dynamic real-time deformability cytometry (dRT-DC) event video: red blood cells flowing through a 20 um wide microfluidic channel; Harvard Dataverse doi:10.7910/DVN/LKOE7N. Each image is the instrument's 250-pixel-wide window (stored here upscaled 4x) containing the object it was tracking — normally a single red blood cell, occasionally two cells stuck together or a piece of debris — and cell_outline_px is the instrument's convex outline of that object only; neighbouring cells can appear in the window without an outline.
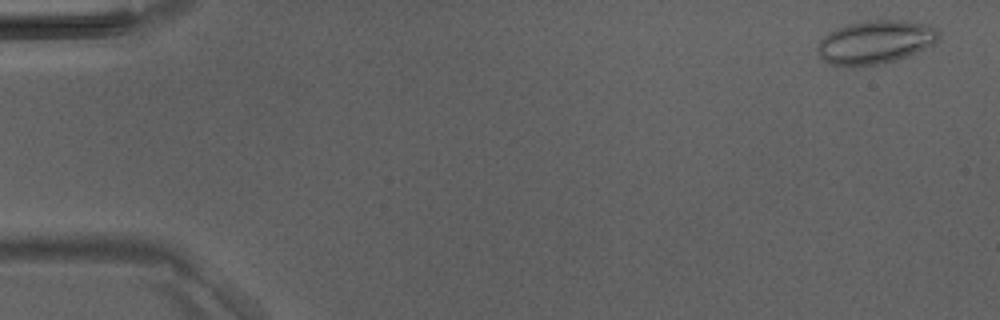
{"species": "Egyptian fruit bat (a non-hibernating species)", "species_latin": "Rousettus aegyptiacus", "temperature_condition": "room temperature", "stored_images_in_passage": 45, "camera_frame_rate_fps": 3000, "um_per_image_px": 0.085, "animal": {"sex": "male"}, "frame": {"image": 1, "passage_image": 2, "time_ms": 0.333, "image_size_px": [1000, 320], "cell_outline_px": [[940, 40], [908, 56], [896, 60], [876, 64], [852, 68], [828, 64], [820, 56], [816, 48], [816, 44], [828, 32], [836, 28], [848, 24], [868, 20], [908, 20], [924, 24], [936, 28], [940, 36]], "centroid_in_image_um": [74.36, 3.59], "position_along_channel_um": 10.6, "area_um2": 30.98}}
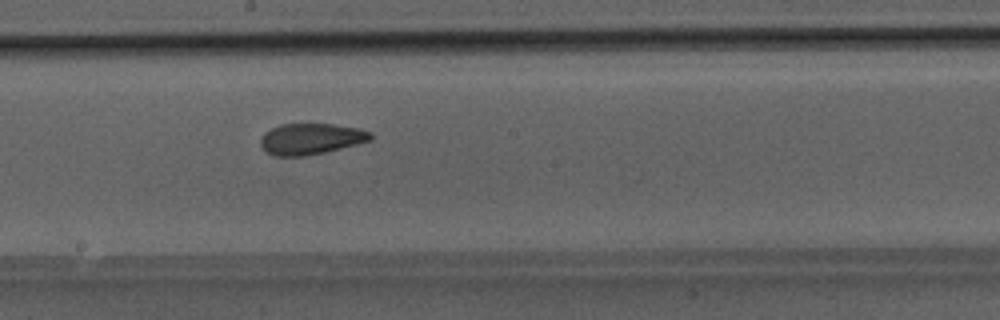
{"frame": {"image": 2, "passage_image": 25, "time_ms": 8.0, "image_size_px": [1000, 320], "cell_outline_px": [[372, 140], [324, 152], [304, 156], [272, 156], [260, 144], [260, 140], [264, 132], [280, 124], [332, 124], [360, 128], [372, 132]], "centroid_in_image_um": [26.43, 11.8], "position_along_channel_um": 221.8, "area_um2": 19.88}}
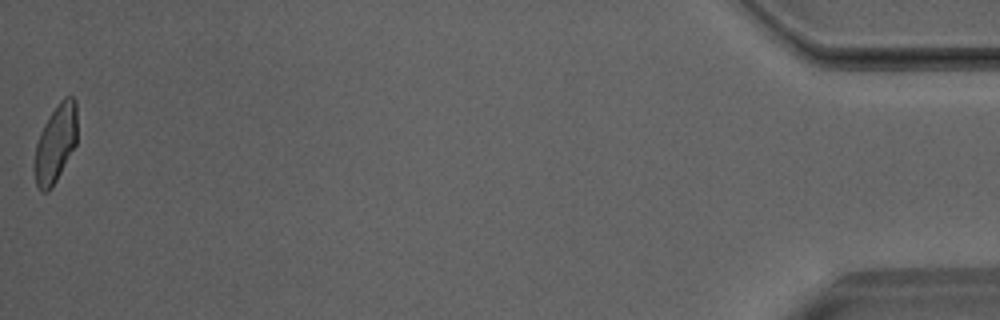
{"frame": {"image": 3, "passage_image": 45, "time_ms": 14.667, "image_size_px": [1000, 320], "cell_outline_px": [[76, 144], [52, 188], [48, 192], [40, 192], [36, 184], [32, 168], [36, 144], [40, 132], [44, 124], [60, 100], [64, 96], [72, 96], [76, 100]], "centroid_in_image_um": [4.69, 12.24], "position_along_channel_um": 430.5, "area_um2": 19.54}}